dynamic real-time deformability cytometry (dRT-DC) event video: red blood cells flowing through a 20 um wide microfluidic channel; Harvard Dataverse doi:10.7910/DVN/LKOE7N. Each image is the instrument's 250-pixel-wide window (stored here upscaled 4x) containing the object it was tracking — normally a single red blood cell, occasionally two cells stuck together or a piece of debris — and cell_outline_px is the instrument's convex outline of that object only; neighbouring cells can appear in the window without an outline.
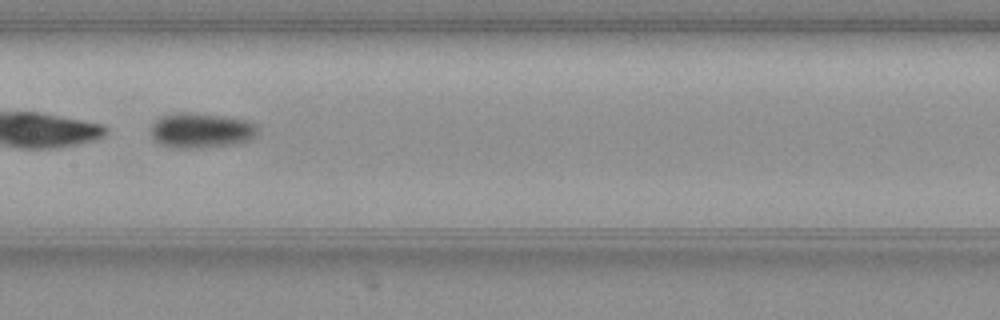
{"species": "common noctule bat (a hibernating species)", "species_latin": "Nyctalus noctula", "temperature_condition": "warm", "stored_images_in_passage": 38, "camera_frame_rate_fps": 3000, "um_per_image_px": 0.085, "animal": {"sex": "female", "body_mass_g": 19.3, "forearm_length_mm": 54.1}, "frame": {"image": 1, "passage_image": 12, "time_ms": 3.667, "image_size_px": [1000, 320], "cell_outline_px": [[256, 132], [248, 140], [236, 144], [204, 148], [168, 148], [152, 140], [152, 124], [160, 116], [180, 112], [192, 112], [224, 116], [244, 120], [256, 124]], "centroid_in_image_um": [17.03, 11.1], "position_along_channel_um": 190.4, "area_um2": 21.96}, "authors_computed_cell_mechanics": {"area_um2": 21.2704, "velocity_mm_per_s": 3.8421, "shape_relaxation_time_tau1_ms": 2.6456, "shape_relaxation_time_tau2_ms": null, "deformation_change_tau1": 0.0824, "deformation_change_tau2": null}}